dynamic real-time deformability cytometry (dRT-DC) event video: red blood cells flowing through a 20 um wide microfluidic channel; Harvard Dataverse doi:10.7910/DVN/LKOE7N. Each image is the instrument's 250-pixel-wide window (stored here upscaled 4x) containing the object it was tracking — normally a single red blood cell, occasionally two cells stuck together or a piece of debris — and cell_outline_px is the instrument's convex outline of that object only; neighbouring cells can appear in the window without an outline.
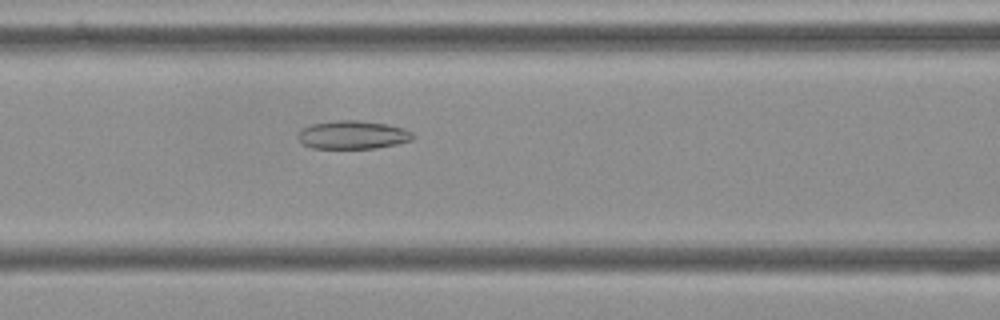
{"species": "Egyptian fruit bat (a non-hibernating species)", "species_latin": "Rousettus aegyptiacus", "temperature_condition": "cold", "stored_images_in_passage": 35, "camera_frame_rate_fps": 3000, "um_per_image_px": 0.085, "frame": {"image": 1, "passage_image": 10, "time_ms": 3.0, "image_size_px": [1000, 320], "cell_outline_px": [[416, 136], [412, 140], [396, 144], [376, 148], [312, 148], [304, 144], [296, 136], [304, 128], [312, 124], [336, 120], [360, 120], [388, 124], [404, 128], [412, 132]], "centroid_in_image_um": [30.03, 11.45], "position_along_channel_um": 136.6, "area_um2": 18.96}}
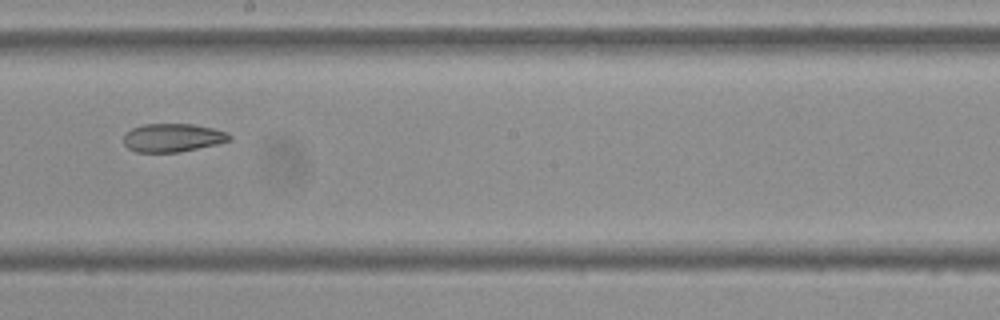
{"frame": {"image": 2, "passage_image": 18, "time_ms": 5.667, "image_size_px": [1000, 320], "cell_outline_px": [[232, 140], [216, 144], [180, 152], [136, 152], [128, 148], [124, 144], [124, 132], [132, 128], [144, 124], [192, 124], [212, 128], [228, 132], [232, 136]], "centroid_in_image_um": [14.67, 11.7], "position_along_channel_um": 233.5, "area_um2": 17.57}}
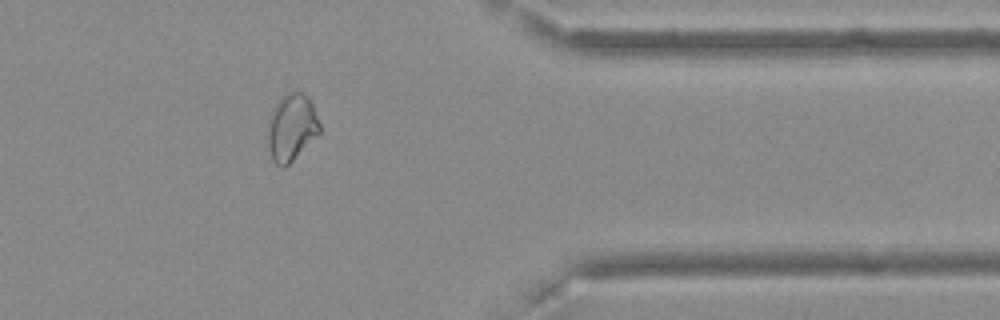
{"frame": {"image": 3, "passage_image": 32, "time_ms": 10.333, "image_size_px": [1000, 320], "cell_outline_px": [[320, 132], [284, 168], [280, 168], [272, 160], [268, 148], [268, 116], [272, 108], [280, 96], [288, 92], [300, 92], [308, 96], [312, 104], [320, 124]], "centroid_in_image_um": [24.74, 10.81], "position_along_channel_um": 386.7, "area_um2": 20.35}, "authors_computed_cell_mechanics": {"area_um2": 18.8428, "velocity_mm_per_s": 3.6408, "shape_relaxation_time_tau1_ms": null, "shape_relaxation_time_tau2_ms": 3.9192, "deformation_change_tau1": null, "deformation_change_tau2": 0.0938}}